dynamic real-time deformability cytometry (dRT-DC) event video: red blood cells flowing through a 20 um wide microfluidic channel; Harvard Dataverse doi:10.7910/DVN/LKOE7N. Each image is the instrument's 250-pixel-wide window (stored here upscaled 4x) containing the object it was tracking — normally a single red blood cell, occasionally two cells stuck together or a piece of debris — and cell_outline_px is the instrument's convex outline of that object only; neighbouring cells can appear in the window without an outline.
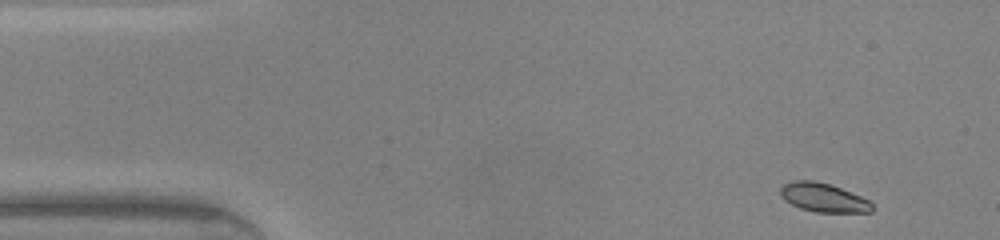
{"species": "common noctule bat (a hibernating species)", "species_latin": "Nyctalus noctula", "temperature_condition": "warm", "stored_images_in_passage": 44, "camera_frame_rate_fps": 3000, "um_per_image_px": 0.085, "animal": {"sex": "male", "body_mass_g": 20.0, "forearm_length_mm": 53.3}, "frame": {"image": 1, "passage_image": 1, "time_ms": 0.0, "image_size_px": [1000, 240], "cell_outline_px": [[872, 212], [816, 212], [800, 208], [784, 200], [780, 196], [780, 188], [784, 184], [792, 180], [812, 180], [828, 184], [840, 188], [860, 196], [868, 200], [872, 204]], "centroid_in_image_um": [69.95, 16.79], "position_along_channel_um": 15.1, "area_um2": 15.26}}
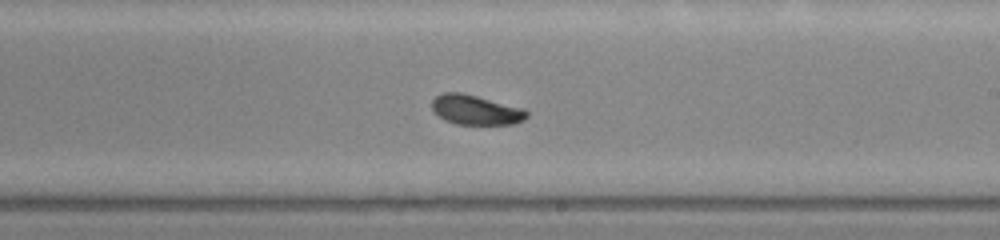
{"frame": {"image": 2, "passage_image": 24, "time_ms": 7.667, "image_size_px": [1000, 240], "cell_outline_px": [[528, 116], [524, 120], [512, 124], [456, 124], [444, 120], [432, 108], [432, 100], [436, 96], [444, 92], [460, 92], [524, 108], [528, 112]], "centroid_in_image_um": [40.45, 9.34], "position_along_channel_um": 248.5, "area_um2": 16.3}}
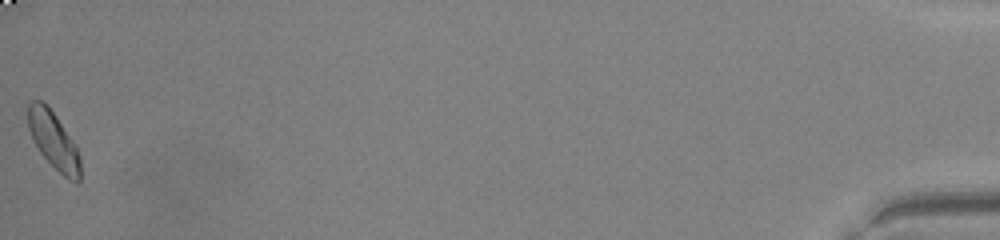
{"frame": {"image": 3, "passage_image": 44, "time_ms": 14.333, "image_size_px": [1000, 240], "cell_outline_px": [[80, 180], [76, 184], [68, 180], [40, 152], [28, 128], [28, 104], [32, 100], [40, 100], [48, 104], [72, 140], [80, 156]], "centroid_in_image_um": [4.56, 11.92], "position_along_channel_um": 430.6, "area_um2": 17.17}, "authors_computed_cell_mechanics": {"area_um2": 16.4441, "velocity_mm_per_s": 4.2973, "shape_relaxation_time_tau1_ms": 1.3472, "shape_relaxation_time_tau2_ms": 3.7261, "deformation_change_tau1": 0.0962, "deformation_change_tau2": 0.0573}}